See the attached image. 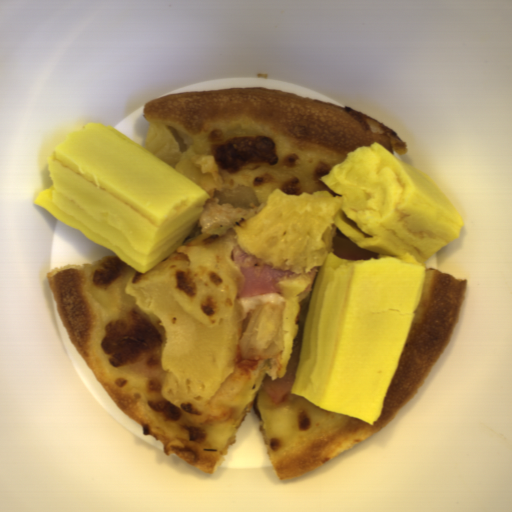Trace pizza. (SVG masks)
I'll list each match as a JSON object with an SVG mask.
<instances>
[{"label": "pizza", "mask_w": 512, "mask_h": 512, "mask_svg": "<svg viewBox=\"0 0 512 512\" xmlns=\"http://www.w3.org/2000/svg\"><path fill=\"white\" fill-rule=\"evenodd\" d=\"M333 254L344 261H367L371 257L377 260L380 253L360 246L344 233L337 231L332 243Z\"/></svg>", "instance_id": "pizza-2"}, {"label": "pizza", "mask_w": 512, "mask_h": 512, "mask_svg": "<svg viewBox=\"0 0 512 512\" xmlns=\"http://www.w3.org/2000/svg\"><path fill=\"white\" fill-rule=\"evenodd\" d=\"M149 123L168 126L179 152L196 153L211 187L188 238L141 273L114 253L88 265L53 267L47 276L55 309L77 351L100 385L154 436L164 452L209 475L218 472L252 405L279 479L326 463L374 435L401 412L426 381L462 310L467 280L425 268L423 290L385 394L379 418L365 421L329 411L301 395L273 401L263 378L294 382L310 299L323 267L290 273L280 292L239 298L243 277L234 261L235 225L257 215L274 190L289 195L327 191L320 179L347 155L372 144L408 151L401 136L368 114L264 87L181 92L146 101ZM250 186L260 204L240 209L217 203L221 189ZM170 280L179 300L209 325L239 323L260 305L284 309L283 350L266 359L240 360L211 397L184 396L162 371V324L122 291L132 279Z\"/></svg>", "instance_id": "pizza-1"}]
</instances>
